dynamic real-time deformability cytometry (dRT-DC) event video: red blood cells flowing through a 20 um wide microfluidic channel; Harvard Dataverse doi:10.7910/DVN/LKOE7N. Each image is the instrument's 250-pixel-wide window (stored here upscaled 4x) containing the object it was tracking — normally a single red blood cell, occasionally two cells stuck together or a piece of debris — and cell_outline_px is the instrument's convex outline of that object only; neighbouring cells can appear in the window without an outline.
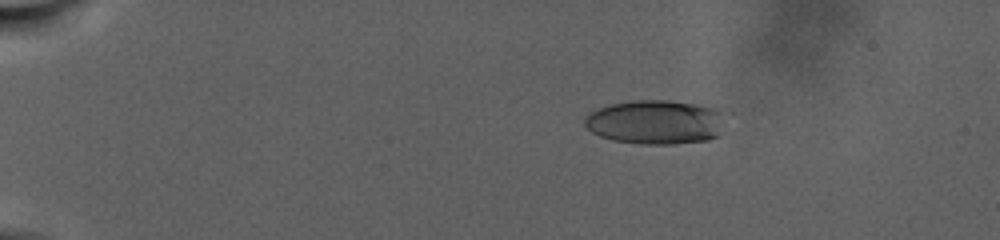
{"species": "human", "species_latin": "Homo sapiens", "temperature_condition": "warm", "stored_images_in_passage": 81, "camera_frame_rate_fps": 3000, "um_per_image_px": 0.085, "donor": {"sex": "male"}, "frame": {"image": 1, "passage_image": 8, "time_ms": 5.333, "image_size_px": [1000, 240], "cell_outline_px": [[724, 112], [716, 136], [708, 140], [672, 144], [640, 144], [612, 140], [600, 136], [592, 132], [584, 124], [584, 116], [588, 112], [612, 104], [632, 100], [668, 100], [716, 108]], "centroid_in_image_um": [55.66, 10.38], "position_along_channel_um": 29.3, "area_um2": 36.01}}
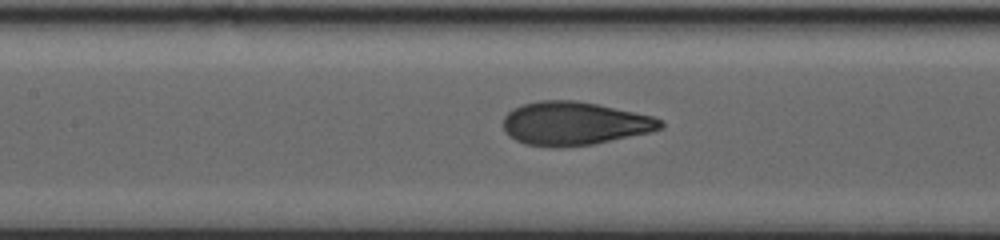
{"frame": {"image": 2, "passage_image": 39, "time_ms": 15.667, "image_size_px": [1000, 240], "cell_outline_px": [[664, 128], [648, 132], [592, 144], [552, 148], [524, 144], [508, 136], [504, 132], [504, 116], [512, 108], [524, 104], [540, 100], [576, 100], [596, 104], [652, 116], [660, 120], [664, 124]], "centroid_in_image_um": [48.76, 10.5], "position_along_channel_um": 158.6, "area_um2": 39.59}}
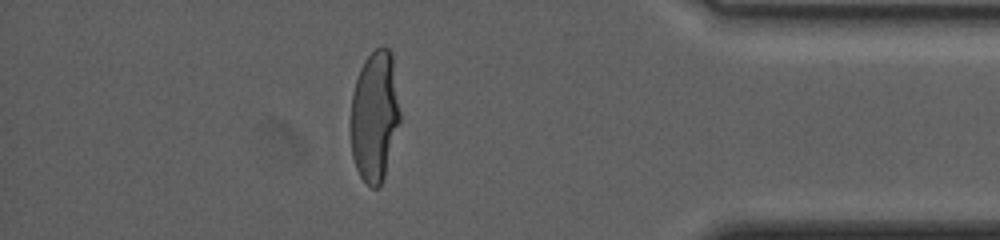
{"frame": {"image": 3, "passage_image": 71, "time_ms": 27.667, "image_size_px": [1000, 240], "cell_outline_px": [[400, 120], [384, 176], [380, 184], [376, 188], [372, 188], [360, 176], [356, 168], [352, 156], [352, 92], [360, 68], [364, 60], [380, 44], [384, 44], [392, 52], [400, 112]], "centroid_in_image_um": [31.86, 9.81], "position_along_channel_um": 403.3, "area_um2": 37.28}, "authors_computed_cell_mechanics": {"area_um2": 38.8416, "velocity_mm_per_s": 2.2617, "shape_relaxation_time_tau1_ms": 8.6748, "shape_relaxation_time_tau2_ms": null, "deformation_change_tau1": 0.2798, "deformation_change_tau2": null}}